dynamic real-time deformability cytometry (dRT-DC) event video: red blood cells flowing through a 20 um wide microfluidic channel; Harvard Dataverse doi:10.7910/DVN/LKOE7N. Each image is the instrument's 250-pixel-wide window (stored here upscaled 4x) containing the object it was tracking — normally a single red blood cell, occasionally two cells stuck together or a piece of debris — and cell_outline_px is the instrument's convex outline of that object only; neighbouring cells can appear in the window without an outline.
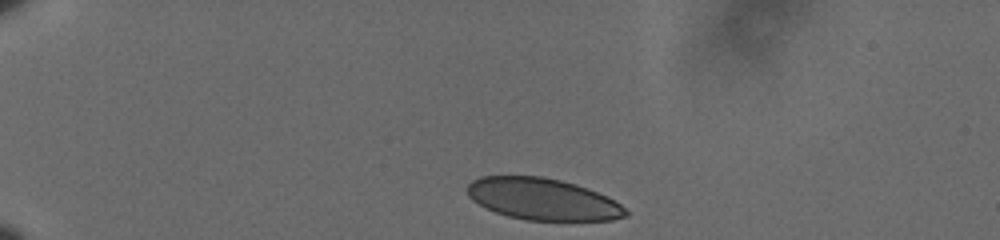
{"species": "human", "species_latin": "Homo sapiens", "temperature_condition": "cold", "stored_images_in_passage": 40, "camera_frame_rate_fps": 3000, "um_per_image_px": 0.085, "donor": {"sex": "male"}, "frame": {"image": 1, "passage_image": 1, "time_ms": 0.0, "image_size_px": [1000, 240], "cell_outline_px": [[628, 216], [612, 220], [524, 220], [508, 216], [496, 212], [472, 200], [468, 196], [468, 184], [472, 180], [480, 176], [540, 176], [560, 180], [576, 184], [588, 188], [608, 196], [620, 204], [628, 212]], "centroid_in_image_um": [46.15, 16.92], "position_along_channel_um": 38.9, "area_um2": 38.44}}
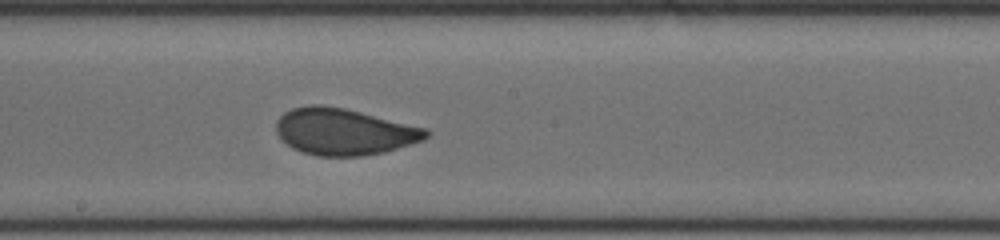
{"frame": {"image": 2, "passage_image": 22, "time_ms": 7.0, "image_size_px": [1000, 240], "cell_outline_px": [[428, 136], [424, 140], [384, 152], [364, 156], [316, 156], [300, 152], [292, 148], [280, 140], [276, 132], [276, 120], [284, 112], [292, 108], [312, 104], [320, 104], [344, 108], [428, 128]], "centroid_in_image_um": [29.2, 11.2], "position_along_channel_um": 219.0, "area_um2": 41.04}}
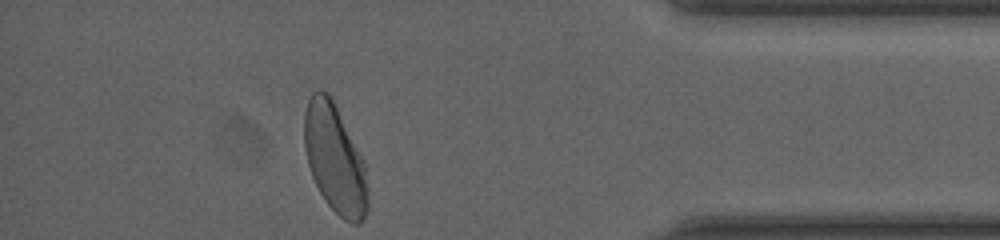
{"frame": {"image": 3, "passage_image": 40, "time_ms": 13.0, "image_size_px": [1000, 240], "cell_outline_px": [[368, 212], [356, 224], [352, 224], [344, 220], [324, 200], [312, 176], [308, 164], [304, 148], [304, 112], [308, 100], [312, 92], [320, 88], [328, 92], [332, 96], [364, 160], [368, 192]], "centroid_in_image_um": [28.46, 13.45], "position_along_channel_um": 406.7, "area_um2": 40.63}, "authors_computed_cell_mechanics": {"area_um2": 40.6334, "velocity_mm_per_s": 3.5842, "shape_relaxation_time_tau1_ms": 5.8253, "shape_relaxation_time_tau2_ms": null, "deformation_change_tau1": 0.1317, "deformation_change_tau2": null}}